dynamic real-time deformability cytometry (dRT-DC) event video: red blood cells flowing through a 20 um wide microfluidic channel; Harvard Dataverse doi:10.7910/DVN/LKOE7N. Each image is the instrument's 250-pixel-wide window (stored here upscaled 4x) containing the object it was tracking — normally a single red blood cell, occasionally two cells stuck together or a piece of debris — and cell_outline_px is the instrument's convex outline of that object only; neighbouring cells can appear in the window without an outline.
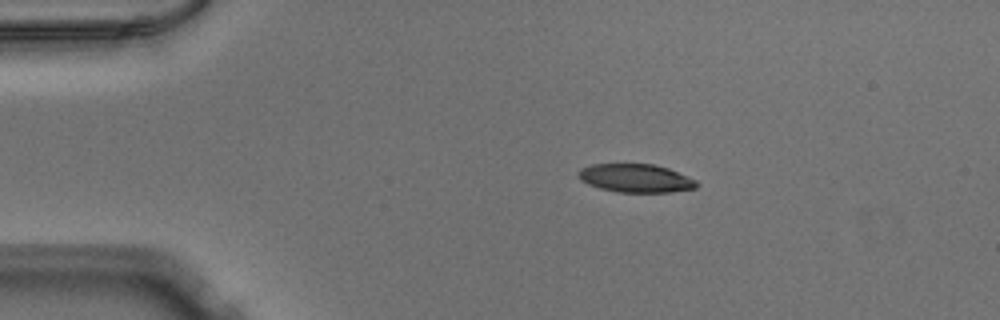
{"species": "Egyptian fruit bat (a non-hibernating species)", "species_latin": "Rousettus aegyptiacus", "temperature_condition": "warm", "stored_images_in_passage": 43, "camera_frame_rate_fps": 3000, "um_per_image_px": 0.085, "animal": {"sex": "male"}, "frame": {"image": 1, "passage_image": 1, "time_ms": 0.0, "image_size_px": [1000, 320], "cell_outline_px": [[700, 184], [696, 188], [668, 192], [620, 192], [600, 188], [588, 184], [580, 180], [576, 172], [580, 168], [592, 164], [656, 164], [668, 168], [696, 180]], "centroid_in_image_um": [54.02, 15.14], "position_along_channel_um": 31.0, "area_um2": 19.59}}
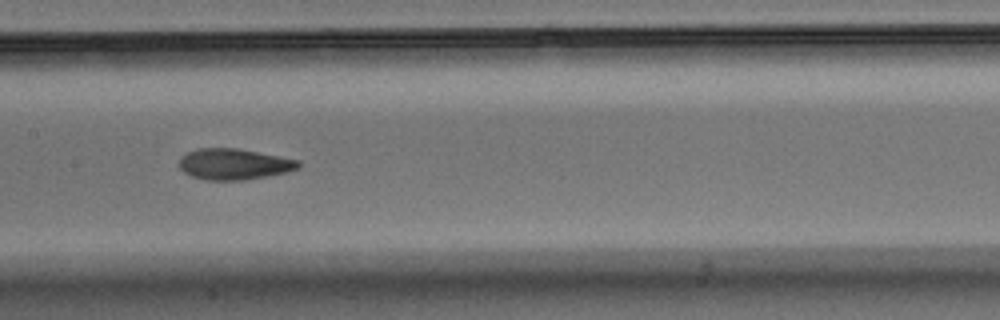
{"frame": {"image": 2, "passage_image": 17, "time_ms": 5.333, "image_size_px": [1000, 320], "cell_outline_px": [[300, 168], [288, 172], [248, 180], [204, 180], [192, 176], [184, 172], [180, 168], [180, 156], [196, 148], [236, 148], [300, 160]], "centroid_in_image_um": [19.9, 13.96], "position_along_channel_um": 187.5, "area_um2": 21.68}}
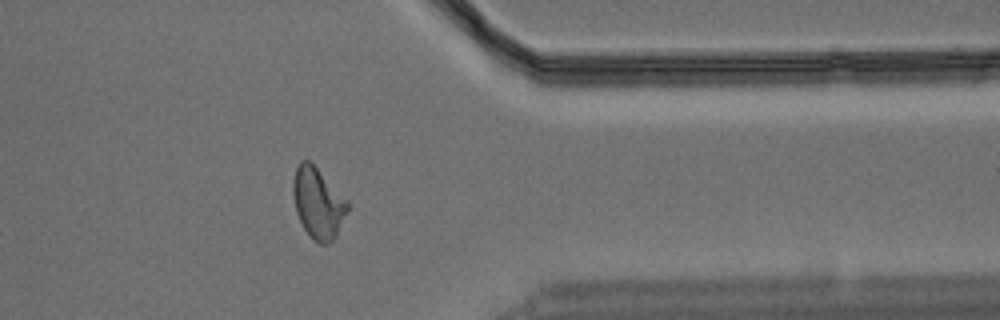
{"frame": {"image": 3, "passage_image": 33, "time_ms": 10.667, "image_size_px": [1000, 320], "cell_outline_px": [[348, 208], [336, 236], [328, 244], [320, 244], [312, 240], [304, 228], [296, 212], [292, 192], [292, 180], [296, 168], [300, 160], [308, 160], [348, 200]], "centroid_in_image_um": [27.01, 17.27], "position_along_channel_um": 384.4, "area_um2": 22.25}}